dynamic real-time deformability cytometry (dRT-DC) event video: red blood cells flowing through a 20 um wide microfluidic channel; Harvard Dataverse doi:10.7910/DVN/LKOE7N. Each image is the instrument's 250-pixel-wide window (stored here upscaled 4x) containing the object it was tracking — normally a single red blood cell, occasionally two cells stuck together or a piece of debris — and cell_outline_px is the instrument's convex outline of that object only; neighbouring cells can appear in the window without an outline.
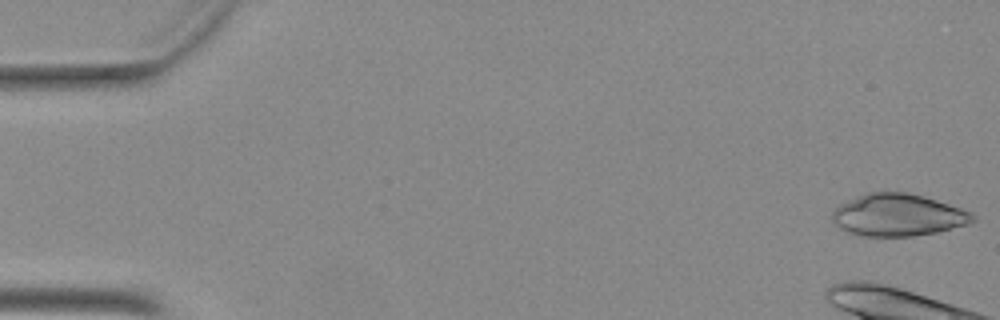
{"species": "Egyptian fruit bat (a non-hibernating species)", "species_latin": "Rousettus aegyptiacus", "temperature_condition": "warm", "stored_images_in_passage": 46, "camera_frame_rate_fps": 3000, "um_per_image_px": 0.085, "animal": {"sex": "female"}, "frame": {"image": 1, "passage_image": 1, "time_ms": 0.0, "image_size_px": [1000, 320], "cell_outline_px": [[976, 220], [968, 224], [936, 232], [912, 236], [864, 236], [840, 228], [832, 220], [832, 212], [840, 204], [868, 192], [908, 192], [936, 200], [972, 212], [976, 216]], "centroid_in_image_um": [76.35, 18.27], "position_along_channel_um": 8.6, "area_um2": 34.16}}
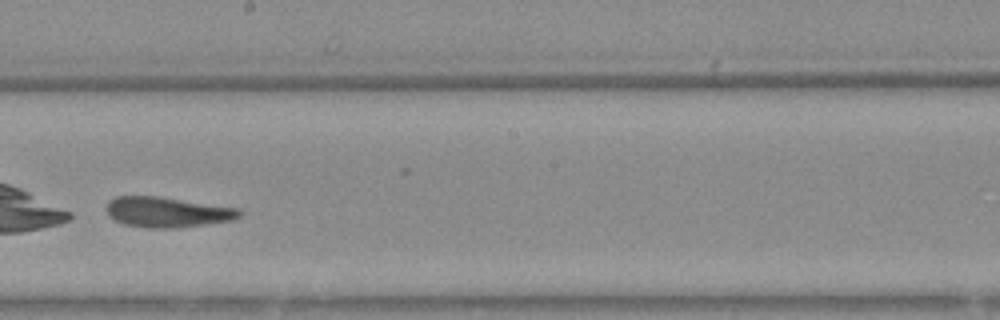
{"frame": {"image": 2, "passage_image": 30, "time_ms": 9.667, "image_size_px": [1000, 320], "cell_outline_px": [[240, 216], [232, 220], [176, 228], [144, 228], [124, 224], [108, 216], [108, 204], [116, 196], [156, 196], [240, 208]], "centroid_in_image_um": [14.22, 18.03], "position_along_channel_um": 234.0, "area_um2": 23.24}}
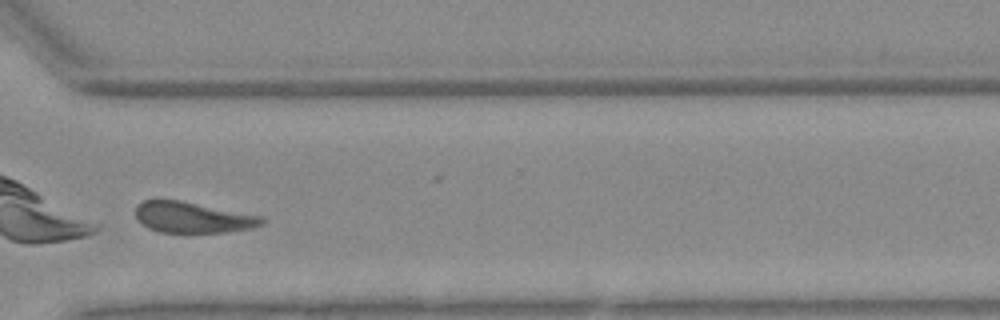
{"frame": {"image": 3, "passage_image": 39, "time_ms": 12.667, "image_size_px": [1000, 320], "cell_outline_px": [[268, 220], [264, 224], [252, 228], [224, 232], [160, 232], [148, 228], [140, 224], [136, 220], [136, 204], [144, 200], [180, 200], [264, 216]], "centroid_in_image_um": [16.4, 18.48], "position_along_channel_um": 354.2, "area_um2": 23.0}}